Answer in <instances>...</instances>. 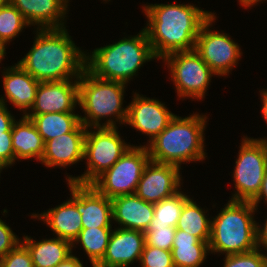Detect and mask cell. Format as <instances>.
<instances>
[{
  "label": "cell",
  "instance_id": "6da1fadb",
  "mask_svg": "<svg viewBox=\"0 0 267 267\" xmlns=\"http://www.w3.org/2000/svg\"><path fill=\"white\" fill-rule=\"evenodd\" d=\"M142 6L147 17L146 30L158 59L177 51L195 48L201 26L214 14L191 4H150Z\"/></svg>",
  "mask_w": 267,
  "mask_h": 267
},
{
  "label": "cell",
  "instance_id": "7a4b0ae2",
  "mask_svg": "<svg viewBox=\"0 0 267 267\" xmlns=\"http://www.w3.org/2000/svg\"><path fill=\"white\" fill-rule=\"evenodd\" d=\"M33 46L17 63L39 82L79 79L86 54L64 28L38 29Z\"/></svg>",
  "mask_w": 267,
  "mask_h": 267
},
{
  "label": "cell",
  "instance_id": "3957f363",
  "mask_svg": "<svg viewBox=\"0 0 267 267\" xmlns=\"http://www.w3.org/2000/svg\"><path fill=\"white\" fill-rule=\"evenodd\" d=\"M207 116L192 114L189 117L175 115L168 126L147 147L150 160L171 164L181 169V163L205 160L204 130Z\"/></svg>",
  "mask_w": 267,
  "mask_h": 267
},
{
  "label": "cell",
  "instance_id": "277c9868",
  "mask_svg": "<svg viewBox=\"0 0 267 267\" xmlns=\"http://www.w3.org/2000/svg\"><path fill=\"white\" fill-rule=\"evenodd\" d=\"M157 59L146 30L131 37L96 48L85 59V68L95 77L127 84L146 61Z\"/></svg>",
  "mask_w": 267,
  "mask_h": 267
},
{
  "label": "cell",
  "instance_id": "5b68a950",
  "mask_svg": "<svg viewBox=\"0 0 267 267\" xmlns=\"http://www.w3.org/2000/svg\"><path fill=\"white\" fill-rule=\"evenodd\" d=\"M125 87V83L95 77L85 68L78 79V105L85 114L80 116L81 123L87 128L117 127L116 121L125 124L128 113V107H122ZM102 118L107 120L101 124Z\"/></svg>",
  "mask_w": 267,
  "mask_h": 267
},
{
  "label": "cell",
  "instance_id": "8992f818",
  "mask_svg": "<svg viewBox=\"0 0 267 267\" xmlns=\"http://www.w3.org/2000/svg\"><path fill=\"white\" fill-rule=\"evenodd\" d=\"M255 211L252 202L229 200L211 220L210 252L227 256L257 249Z\"/></svg>",
  "mask_w": 267,
  "mask_h": 267
},
{
  "label": "cell",
  "instance_id": "52a82bcc",
  "mask_svg": "<svg viewBox=\"0 0 267 267\" xmlns=\"http://www.w3.org/2000/svg\"><path fill=\"white\" fill-rule=\"evenodd\" d=\"M93 129L92 131L89 130ZM118 127H90L86 129L84 159L86 172L81 176H68V182L91 184L104 171L111 168L131 147L121 139ZM96 130V131H95Z\"/></svg>",
  "mask_w": 267,
  "mask_h": 267
},
{
  "label": "cell",
  "instance_id": "ba28073f",
  "mask_svg": "<svg viewBox=\"0 0 267 267\" xmlns=\"http://www.w3.org/2000/svg\"><path fill=\"white\" fill-rule=\"evenodd\" d=\"M150 161L147 147L131 146L109 169L99 175L91 185L107 198L135 194L144 168Z\"/></svg>",
  "mask_w": 267,
  "mask_h": 267
},
{
  "label": "cell",
  "instance_id": "9c48e42d",
  "mask_svg": "<svg viewBox=\"0 0 267 267\" xmlns=\"http://www.w3.org/2000/svg\"><path fill=\"white\" fill-rule=\"evenodd\" d=\"M233 171L235 193L231 200L252 202L258 195L267 168V145L264 140L242 139Z\"/></svg>",
  "mask_w": 267,
  "mask_h": 267
},
{
  "label": "cell",
  "instance_id": "30bf717a",
  "mask_svg": "<svg viewBox=\"0 0 267 267\" xmlns=\"http://www.w3.org/2000/svg\"><path fill=\"white\" fill-rule=\"evenodd\" d=\"M163 59L168 63L178 98L200 100L205 97L211 77L216 74L194 49L173 52Z\"/></svg>",
  "mask_w": 267,
  "mask_h": 267
},
{
  "label": "cell",
  "instance_id": "8fae6325",
  "mask_svg": "<svg viewBox=\"0 0 267 267\" xmlns=\"http://www.w3.org/2000/svg\"><path fill=\"white\" fill-rule=\"evenodd\" d=\"M213 14L200 28L194 50L218 76H226L240 60L241 48L226 33L212 31Z\"/></svg>",
  "mask_w": 267,
  "mask_h": 267
},
{
  "label": "cell",
  "instance_id": "7c38bea8",
  "mask_svg": "<svg viewBox=\"0 0 267 267\" xmlns=\"http://www.w3.org/2000/svg\"><path fill=\"white\" fill-rule=\"evenodd\" d=\"M180 168L149 161L138 182L135 194L148 203H158L181 189Z\"/></svg>",
  "mask_w": 267,
  "mask_h": 267
},
{
  "label": "cell",
  "instance_id": "4fadbf2b",
  "mask_svg": "<svg viewBox=\"0 0 267 267\" xmlns=\"http://www.w3.org/2000/svg\"><path fill=\"white\" fill-rule=\"evenodd\" d=\"M126 124L147 134L149 142L158 136L175 116L165 104L135 92L133 100L127 106Z\"/></svg>",
  "mask_w": 267,
  "mask_h": 267
},
{
  "label": "cell",
  "instance_id": "5bb4252c",
  "mask_svg": "<svg viewBox=\"0 0 267 267\" xmlns=\"http://www.w3.org/2000/svg\"><path fill=\"white\" fill-rule=\"evenodd\" d=\"M77 104L78 79L40 82L31 111L25 115L74 112Z\"/></svg>",
  "mask_w": 267,
  "mask_h": 267
},
{
  "label": "cell",
  "instance_id": "9a60e30c",
  "mask_svg": "<svg viewBox=\"0 0 267 267\" xmlns=\"http://www.w3.org/2000/svg\"><path fill=\"white\" fill-rule=\"evenodd\" d=\"M145 232L116 228L112 231L104 257L94 267H128L139 261L145 246Z\"/></svg>",
  "mask_w": 267,
  "mask_h": 267
},
{
  "label": "cell",
  "instance_id": "2e32d148",
  "mask_svg": "<svg viewBox=\"0 0 267 267\" xmlns=\"http://www.w3.org/2000/svg\"><path fill=\"white\" fill-rule=\"evenodd\" d=\"M86 129L87 127L80 123L72 132L45 142L40 162L46 167L64 168L82 161Z\"/></svg>",
  "mask_w": 267,
  "mask_h": 267
},
{
  "label": "cell",
  "instance_id": "e0dca14e",
  "mask_svg": "<svg viewBox=\"0 0 267 267\" xmlns=\"http://www.w3.org/2000/svg\"><path fill=\"white\" fill-rule=\"evenodd\" d=\"M68 185L71 199L41 214L34 213L31 217L45 222L58 238L73 243L82 229V219L76 208V183L69 181Z\"/></svg>",
  "mask_w": 267,
  "mask_h": 267
},
{
  "label": "cell",
  "instance_id": "ac0fdd59",
  "mask_svg": "<svg viewBox=\"0 0 267 267\" xmlns=\"http://www.w3.org/2000/svg\"><path fill=\"white\" fill-rule=\"evenodd\" d=\"M76 208L81 214L82 228L112 227L111 199L91 184L76 183Z\"/></svg>",
  "mask_w": 267,
  "mask_h": 267
},
{
  "label": "cell",
  "instance_id": "d6986e66",
  "mask_svg": "<svg viewBox=\"0 0 267 267\" xmlns=\"http://www.w3.org/2000/svg\"><path fill=\"white\" fill-rule=\"evenodd\" d=\"M29 25L38 29L64 28L66 0H10Z\"/></svg>",
  "mask_w": 267,
  "mask_h": 267
},
{
  "label": "cell",
  "instance_id": "ffe728a7",
  "mask_svg": "<svg viewBox=\"0 0 267 267\" xmlns=\"http://www.w3.org/2000/svg\"><path fill=\"white\" fill-rule=\"evenodd\" d=\"M112 215L122 229L146 232L154 217L152 203L139 198L136 194L116 196L111 199Z\"/></svg>",
  "mask_w": 267,
  "mask_h": 267
},
{
  "label": "cell",
  "instance_id": "44dd1931",
  "mask_svg": "<svg viewBox=\"0 0 267 267\" xmlns=\"http://www.w3.org/2000/svg\"><path fill=\"white\" fill-rule=\"evenodd\" d=\"M39 83L18 63L3 72L4 95L13 106L23 111V115L34 104Z\"/></svg>",
  "mask_w": 267,
  "mask_h": 267
},
{
  "label": "cell",
  "instance_id": "7402d4cb",
  "mask_svg": "<svg viewBox=\"0 0 267 267\" xmlns=\"http://www.w3.org/2000/svg\"><path fill=\"white\" fill-rule=\"evenodd\" d=\"M44 141L31 119L22 115L12 125V147L17 159L40 161L44 153Z\"/></svg>",
  "mask_w": 267,
  "mask_h": 267
},
{
  "label": "cell",
  "instance_id": "603a6c76",
  "mask_svg": "<svg viewBox=\"0 0 267 267\" xmlns=\"http://www.w3.org/2000/svg\"><path fill=\"white\" fill-rule=\"evenodd\" d=\"M29 250L34 267H55L72 254V243L53 237L35 241L25 236L21 241Z\"/></svg>",
  "mask_w": 267,
  "mask_h": 267
},
{
  "label": "cell",
  "instance_id": "cb8c5ba5",
  "mask_svg": "<svg viewBox=\"0 0 267 267\" xmlns=\"http://www.w3.org/2000/svg\"><path fill=\"white\" fill-rule=\"evenodd\" d=\"M210 252L209 243L180 229H176L172 246L175 267H199Z\"/></svg>",
  "mask_w": 267,
  "mask_h": 267
},
{
  "label": "cell",
  "instance_id": "d4e9b609",
  "mask_svg": "<svg viewBox=\"0 0 267 267\" xmlns=\"http://www.w3.org/2000/svg\"><path fill=\"white\" fill-rule=\"evenodd\" d=\"M35 124L38 133L42 136L44 143L72 132L80 123V115L75 112L45 113L41 115H24Z\"/></svg>",
  "mask_w": 267,
  "mask_h": 267
},
{
  "label": "cell",
  "instance_id": "484cf974",
  "mask_svg": "<svg viewBox=\"0 0 267 267\" xmlns=\"http://www.w3.org/2000/svg\"><path fill=\"white\" fill-rule=\"evenodd\" d=\"M194 200L189 198L183 205L176 229L183 230L209 243L211 237V220Z\"/></svg>",
  "mask_w": 267,
  "mask_h": 267
},
{
  "label": "cell",
  "instance_id": "4316f807",
  "mask_svg": "<svg viewBox=\"0 0 267 267\" xmlns=\"http://www.w3.org/2000/svg\"><path fill=\"white\" fill-rule=\"evenodd\" d=\"M112 231V227L82 228L72 247L80 243L94 267L104 257Z\"/></svg>",
  "mask_w": 267,
  "mask_h": 267
},
{
  "label": "cell",
  "instance_id": "83f0119b",
  "mask_svg": "<svg viewBox=\"0 0 267 267\" xmlns=\"http://www.w3.org/2000/svg\"><path fill=\"white\" fill-rule=\"evenodd\" d=\"M188 199L189 196L179 190L172 196L153 204L154 217L149 227H176L183 205Z\"/></svg>",
  "mask_w": 267,
  "mask_h": 267
},
{
  "label": "cell",
  "instance_id": "f1b7e54d",
  "mask_svg": "<svg viewBox=\"0 0 267 267\" xmlns=\"http://www.w3.org/2000/svg\"><path fill=\"white\" fill-rule=\"evenodd\" d=\"M26 26L29 24L13 4L7 3L0 7V43L4 48Z\"/></svg>",
  "mask_w": 267,
  "mask_h": 267
},
{
  "label": "cell",
  "instance_id": "f546056e",
  "mask_svg": "<svg viewBox=\"0 0 267 267\" xmlns=\"http://www.w3.org/2000/svg\"><path fill=\"white\" fill-rule=\"evenodd\" d=\"M260 249L247 253L225 255L224 267H267V253Z\"/></svg>",
  "mask_w": 267,
  "mask_h": 267
},
{
  "label": "cell",
  "instance_id": "4dcf8cb0",
  "mask_svg": "<svg viewBox=\"0 0 267 267\" xmlns=\"http://www.w3.org/2000/svg\"><path fill=\"white\" fill-rule=\"evenodd\" d=\"M139 263L141 267H175L172 251L152 247L146 243Z\"/></svg>",
  "mask_w": 267,
  "mask_h": 267
},
{
  "label": "cell",
  "instance_id": "1f68e13d",
  "mask_svg": "<svg viewBox=\"0 0 267 267\" xmlns=\"http://www.w3.org/2000/svg\"><path fill=\"white\" fill-rule=\"evenodd\" d=\"M176 227H148L145 232L147 245L172 251Z\"/></svg>",
  "mask_w": 267,
  "mask_h": 267
},
{
  "label": "cell",
  "instance_id": "d6a6232c",
  "mask_svg": "<svg viewBox=\"0 0 267 267\" xmlns=\"http://www.w3.org/2000/svg\"><path fill=\"white\" fill-rule=\"evenodd\" d=\"M0 267H34V265L29 250L20 242L0 260Z\"/></svg>",
  "mask_w": 267,
  "mask_h": 267
},
{
  "label": "cell",
  "instance_id": "836d02e7",
  "mask_svg": "<svg viewBox=\"0 0 267 267\" xmlns=\"http://www.w3.org/2000/svg\"><path fill=\"white\" fill-rule=\"evenodd\" d=\"M20 242L11 228L0 219V260Z\"/></svg>",
  "mask_w": 267,
  "mask_h": 267
},
{
  "label": "cell",
  "instance_id": "e575fe53",
  "mask_svg": "<svg viewBox=\"0 0 267 267\" xmlns=\"http://www.w3.org/2000/svg\"><path fill=\"white\" fill-rule=\"evenodd\" d=\"M0 160L8 167L15 163V155L12 147V128L0 135Z\"/></svg>",
  "mask_w": 267,
  "mask_h": 267
},
{
  "label": "cell",
  "instance_id": "d590c367",
  "mask_svg": "<svg viewBox=\"0 0 267 267\" xmlns=\"http://www.w3.org/2000/svg\"><path fill=\"white\" fill-rule=\"evenodd\" d=\"M6 98L3 96L0 98V135H4V132L9 131L12 128L13 123L16 121L15 117L11 115L7 109Z\"/></svg>",
  "mask_w": 267,
  "mask_h": 267
},
{
  "label": "cell",
  "instance_id": "8d00e7d4",
  "mask_svg": "<svg viewBox=\"0 0 267 267\" xmlns=\"http://www.w3.org/2000/svg\"><path fill=\"white\" fill-rule=\"evenodd\" d=\"M264 228L260 227V225H257V248L260 249L265 247L264 250L267 251V219L265 221ZM261 228V229H260Z\"/></svg>",
  "mask_w": 267,
  "mask_h": 267
},
{
  "label": "cell",
  "instance_id": "74e56055",
  "mask_svg": "<svg viewBox=\"0 0 267 267\" xmlns=\"http://www.w3.org/2000/svg\"><path fill=\"white\" fill-rule=\"evenodd\" d=\"M265 199L264 202L267 203V168L264 174V178H263V182L261 184V188L260 191L257 195V197L252 201V205L257 209L258 204L260 203V201Z\"/></svg>",
  "mask_w": 267,
  "mask_h": 267
},
{
  "label": "cell",
  "instance_id": "f35d334b",
  "mask_svg": "<svg viewBox=\"0 0 267 267\" xmlns=\"http://www.w3.org/2000/svg\"><path fill=\"white\" fill-rule=\"evenodd\" d=\"M55 267H83V263L79 260L77 256L71 254Z\"/></svg>",
  "mask_w": 267,
  "mask_h": 267
},
{
  "label": "cell",
  "instance_id": "ab89813d",
  "mask_svg": "<svg viewBox=\"0 0 267 267\" xmlns=\"http://www.w3.org/2000/svg\"><path fill=\"white\" fill-rule=\"evenodd\" d=\"M261 94V100H262V114H263V118L265 119L266 123H267V89L263 90L260 92Z\"/></svg>",
  "mask_w": 267,
  "mask_h": 267
},
{
  "label": "cell",
  "instance_id": "60d3db41",
  "mask_svg": "<svg viewBox=\"0 0 267 267\" xmlns=\"http://www.w3.org/2000/svg\"><path fill=\"white\" fill-rule=\"evenodd\" d=\"M243 7H250L255 5L259 0H238Z\"/></svg>",
  "mask_w": 267,
  "mask_h": 267
},
{
  "label": "cell",
  "instance_id": "b9f144b4",
  "mask_svg": "<svg viewBox=\"0 0 267 267\" xmlns=\"http://www.w3.org/2000/svg\"><path fill=\"white\" fill-rule=\"evenodd\" d=\"M6 48H4L2 45H1V43H0V63H1V60H3L4 59V57L6 56L5 54H6V50H5Z\"/></svg>",
  "mask_w": 267,
  "mask_h": 267
},
{
  "label": "cell",
  "instance_id": "7bdbcfd3",
  "mask_svg": "<svg viewBox=\"0 0 267 267\" xmlns=\"http://www.w3.org/2000/svg\"><path fill=\"white\" fill-rule=\"evenodd\" d=\"M7 3H10V0H0V7Z\"/></svg>",
  "mask_w": 267,
  "mask_h": 267
},
{
  "label": "cell",
  "instance_id": "ee69618b",
  "mask_svg": "<svg viewBox=\"0 0 267 267\" xmlns=\"http://www.w3.org/2000/svg\"><path fill=\"white\" fill-rule=\"evenodd\" d=\"M5 167H7V166L0 160V173H1L2 169H4Z\"/></svg>",
  "mask_w": 267,
  "mask_h": 267
},
{
  "label": "cell",
  "instance_id": "f6af8a7d",
  "mask_svg": "<svg viewBox=\"0 0 267 267\" xmlns=\"http://www.w3.org/2000/svg\"><path fill=\"white\" fill-rule=\"evenodd\" d=\"M259 140H264V141H265V143H266V145H267V138H265V137H264L263 139H262V138H260Z\"/></svg>",
  "mask_w": 267,
  "mask_h": 267
}]
</instances>
